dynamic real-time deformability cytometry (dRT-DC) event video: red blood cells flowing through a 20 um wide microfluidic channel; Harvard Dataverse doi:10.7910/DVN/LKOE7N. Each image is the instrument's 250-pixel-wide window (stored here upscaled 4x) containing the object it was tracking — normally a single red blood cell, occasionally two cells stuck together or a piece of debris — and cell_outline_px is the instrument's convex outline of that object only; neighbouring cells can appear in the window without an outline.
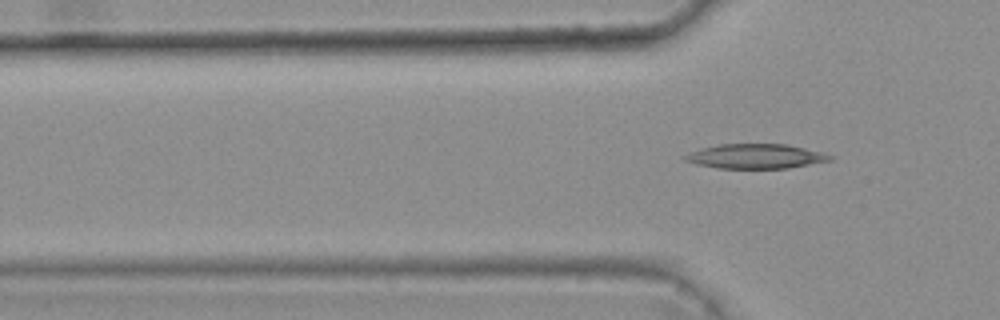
{"species": "common noctule bat (a hibernating species)", "species_latin": "Nyctalus noctula", "temperature_condition": "warm", "stored_images_in_passage": 8, "segment_of_instrument_passage": [2, 2], "camera_frame_rate_fps": 3000, "um_per_image_px": 0.085, "animal": {"sex": "female", "body_mass_g": 25.1}, "frame": {"image": 1, "passage_image": 8, "time_ms": 2.333, "image_size_px": [1000, 320], "cell_outline_px": [[832, 160], [788, 168], [716, 168], [696, 164], [684, 160], [680, 156], [704, 148], [720, 144], [784, 144], [824, 152], [832, 156]], "centroid_in_image_um": [64.22, 13.29], "position_along_channel_um": 61.6, "area_um2": 20.63}}